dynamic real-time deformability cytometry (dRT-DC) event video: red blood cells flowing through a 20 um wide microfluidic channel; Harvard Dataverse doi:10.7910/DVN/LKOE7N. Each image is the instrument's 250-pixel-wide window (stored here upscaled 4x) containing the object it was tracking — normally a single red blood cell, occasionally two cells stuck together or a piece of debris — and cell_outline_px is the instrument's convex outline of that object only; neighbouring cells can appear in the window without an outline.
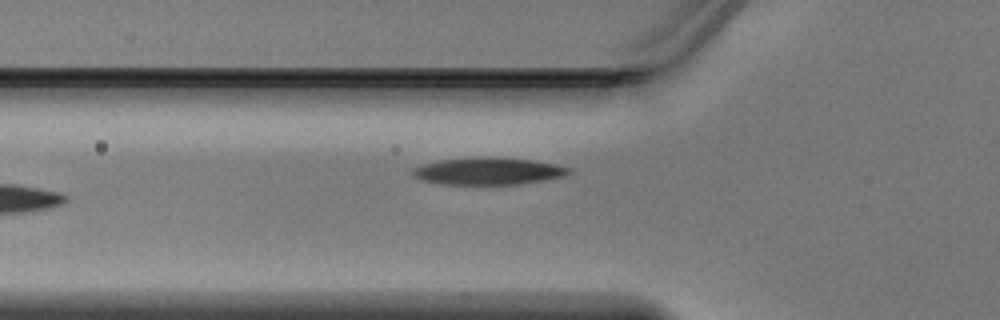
{"species": "Egyptian fruit bat (a non-hibernating species)", "species_latin": "Rousettus aegyptiacus", "temperature_condition": "warm", "stored_images_in_passage": 32, "camera_frame_rate_fps": 3000, "um_per_image_px": 0.085, "animal": {"sex": "male"}, "frame": {"image": 1, "passage_image": 4, "time_ms": 1.0, "image_size_px": [1000, 320], "cell_outline_px": [[572, 172], [564, 176], [544, 180], [520, 184], [444, 184], [420, 180], [412, 176], [412, 168], [424, 164], [440, 160], [480, 156], [532, 160], [572, 168]], "centroid_in_image_um": [41.48, 14.54], "position_along_channel_um": 84.3, "area_um2": 24.68}}
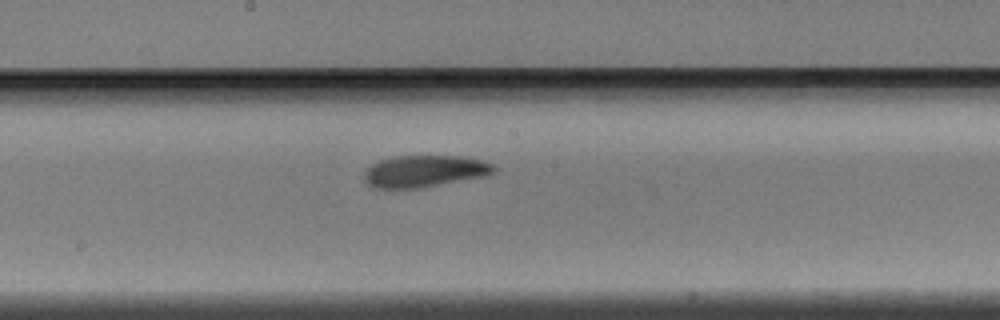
{"frame": {"image": 2, "passage_image": 13, "time_ms": 4.0, "image_size_px": [1000, 320], "cell_outline_px": [[496, 168], [492, 172], [480, 176], [420, 188], [376, 188], [368, 184], [364, 180], [364, 172], [372, 164], [380, 160], [396, 156], [460, 156], [480, 160], [492, 164]], "centroid_in_image_um": [36.01, 14.54], "position_along_channel_um": 212.2, "area_um2": 23.52}}
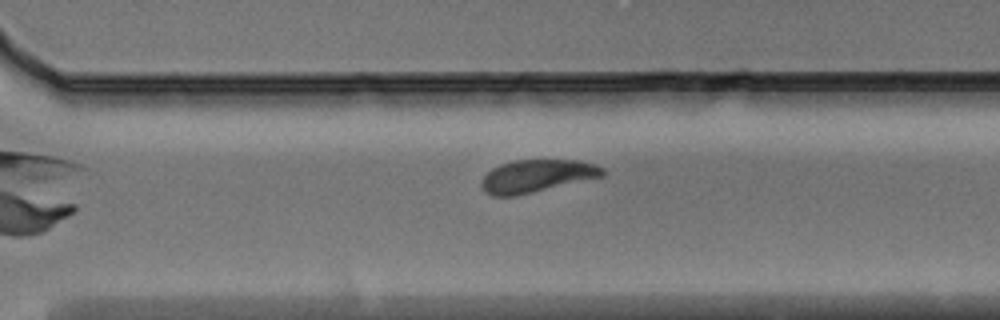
{"frame": {"image": 3, "passage_image": 21, "time_ms": 6.667, "image_size_px": [1000, 320], "cell_outline_px": [[604, 176], [516, 196], [492, 196], [484, 192], [480, 184], [484, 176], [492, 168], [500, 164], [516, 160], [576, 160], [596, 164], [604, 168]], "centroid_in_image_um": [45.61, 14.96], "position_along_channel_um": 325.0, "area_um2": 23.06}}